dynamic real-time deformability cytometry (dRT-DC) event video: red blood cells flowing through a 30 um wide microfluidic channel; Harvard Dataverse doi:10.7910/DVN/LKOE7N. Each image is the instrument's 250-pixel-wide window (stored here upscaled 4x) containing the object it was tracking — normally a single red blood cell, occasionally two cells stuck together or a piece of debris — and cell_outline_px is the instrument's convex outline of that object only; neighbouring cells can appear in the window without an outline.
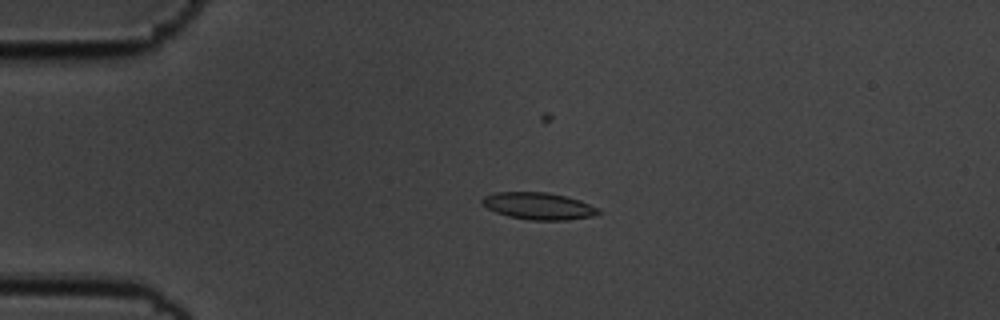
{"species": "common noctule bat (a hibernating species)", "species_latin": "Nyctalus noctula", "temperature_condition": "cold", "stored_images_in_passage": 58, "camera_frame_rate_fps": 3000, "um_per_image_px": 0.085, "animal": {"sex": "male", "body_mass_g": 19.5, "forearm_length_mm": 54.6}, "frame": {"image": 1, "passage_image": 15, "time_ms": 4.667, "image_size_px": [1000, 320], "cell_outline_px": [[604, 212], [596, 216], [568, 220], [528, 220], [508, 216], [496, 212], [488, 208], [480, 200], [484, 196], [496, 192], [548, 192], [580, 200], [600, 208]], "centroid_in_image_um": [45.85, 17.52], "position_along_channel_um": 39.2, "area_um2": 18.5}}
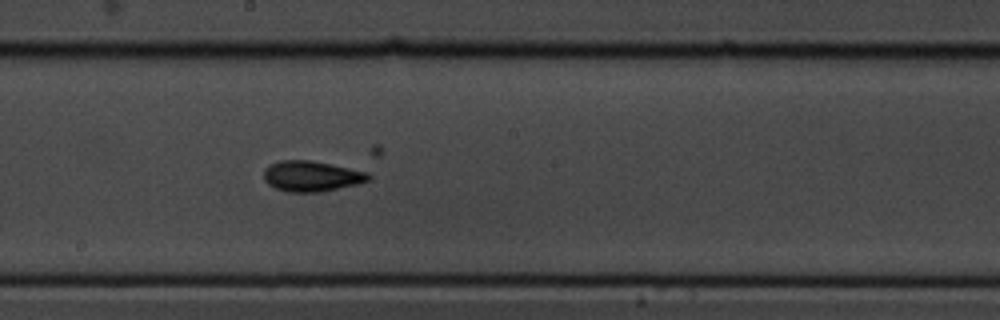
{"frame": {"image": 2, "passage_image": 33, "time_ms": 10.667, "image_size_px": [1000, 320], "cell_outline_px": [[372, 176], [368, 180], [356, 184], [320, 192], [288, 192], [276, 188], [268, 184], [264, 180], [264, 168], [268, 164], [280, 160], [308, 160], [368, 172]], "centroid_in_image_um": [26.43, 14.97], "position_along_channel_um": 221.8, "area_um2": 18.5}}
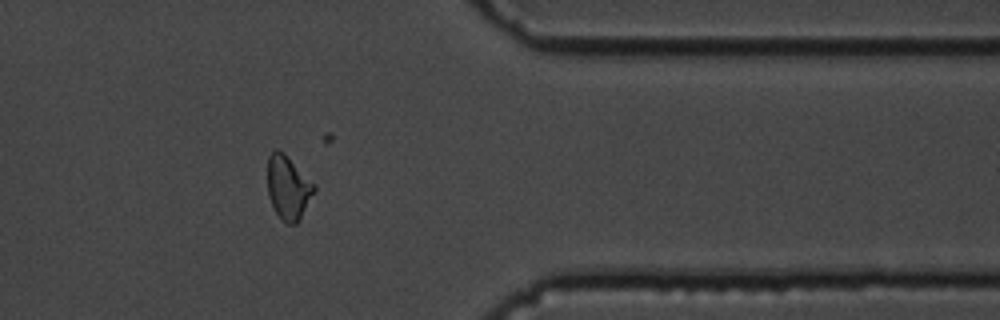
{"frame": {"image": 3, "passage_image": 48, "time_ms": 15.667, "image_size_px": [1000, 320], "cell_outline_px": [[316, 192], [300, 220], [296, 224], [288, 224], [280, 220], [268, 196], [268, 156], [276, 148], [284, 152], [316, 184]], "centroid_in_image_um": [24.53, 15.95], "position_along_channel_um": 386.9, "area_um2": 17.74}}